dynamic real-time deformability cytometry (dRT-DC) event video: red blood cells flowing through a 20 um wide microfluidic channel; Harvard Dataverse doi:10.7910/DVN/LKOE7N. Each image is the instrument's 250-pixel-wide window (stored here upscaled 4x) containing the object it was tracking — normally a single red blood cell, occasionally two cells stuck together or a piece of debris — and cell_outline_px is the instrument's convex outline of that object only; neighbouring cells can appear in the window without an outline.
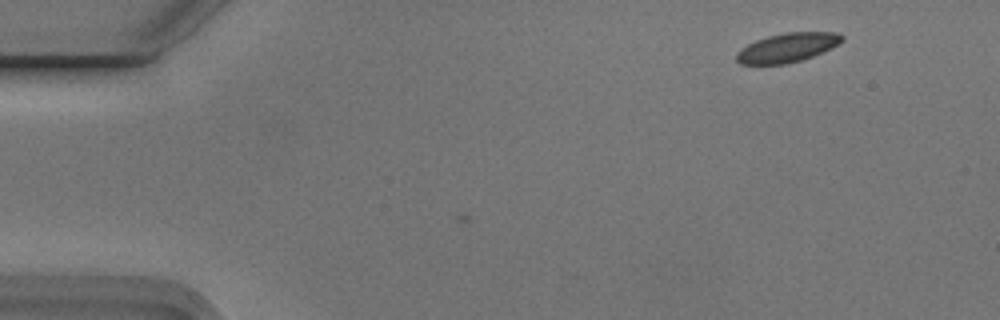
{"species": "Egyptian fruit bat (a non-hibernating species)", "species_latin": "Rousettus aegyptiacus", "temperature_condition": "cold", "stored_images_in_passage": 2, "camera_frame_rate_fps": 3000, "um_per_image_px": 0.085, "animal": {"sex": "male"}, "frame": {"image": 1, "passage_image": 2, "time_ms": 0.333, "image_size_px": [1000, 320], "cell_outline_px": [[844, 40], [840, 44], [832, 48], [812, 56], [800, 60], [784, 64], [740, 64], [736, 60], [736, 52], [740, 48], [756, 40], [768, 36], [784, 32], [836, 32], [844, 36]], "centroid_in_image_um": [66.93, 4.04], "position_along_channel_um": 18.1, "area_um2": 17.98}}